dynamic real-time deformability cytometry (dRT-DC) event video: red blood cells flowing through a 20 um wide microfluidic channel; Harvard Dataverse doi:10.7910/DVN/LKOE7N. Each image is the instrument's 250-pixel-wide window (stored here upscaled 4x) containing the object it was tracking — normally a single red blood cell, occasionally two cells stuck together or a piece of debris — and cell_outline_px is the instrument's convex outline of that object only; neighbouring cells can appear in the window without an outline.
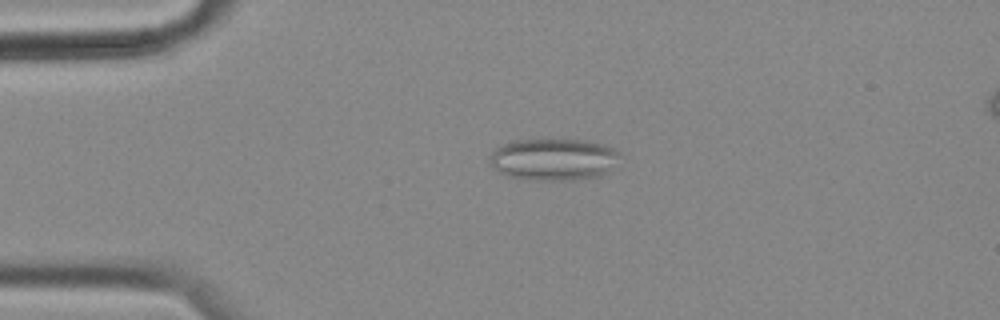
{"species": "common noctule bat (a hibernating species)", "species_latin": "Nyctalus noctula", "temperature_condition": "cold", "stored_images_in_passage": 57, "segment_of_instrument_passage": [1, 2], "camera_frame_rate_fps": 3000, "um_per_image_px": 0.085, "animal": {"sex": "female", "body_mass_g": 18.4}, "frame": {"image": 1, "passage_image": 13, "time_ms": 4.0, "image_size_px": [1000, 320], "cell_outline_px": [[620, 152], [608, 172], [600, 176], [572, 180], [536, 180], [508, 176], [500, 172], [488, 160], [488, 156], [500, 144], [516, 140], [548, 136], [584, 140], [604, 144]], "centroid_in_image_um": [47.01, 13.49], "position_along_channel_um": 38.0, "area_um2": 32.54}}